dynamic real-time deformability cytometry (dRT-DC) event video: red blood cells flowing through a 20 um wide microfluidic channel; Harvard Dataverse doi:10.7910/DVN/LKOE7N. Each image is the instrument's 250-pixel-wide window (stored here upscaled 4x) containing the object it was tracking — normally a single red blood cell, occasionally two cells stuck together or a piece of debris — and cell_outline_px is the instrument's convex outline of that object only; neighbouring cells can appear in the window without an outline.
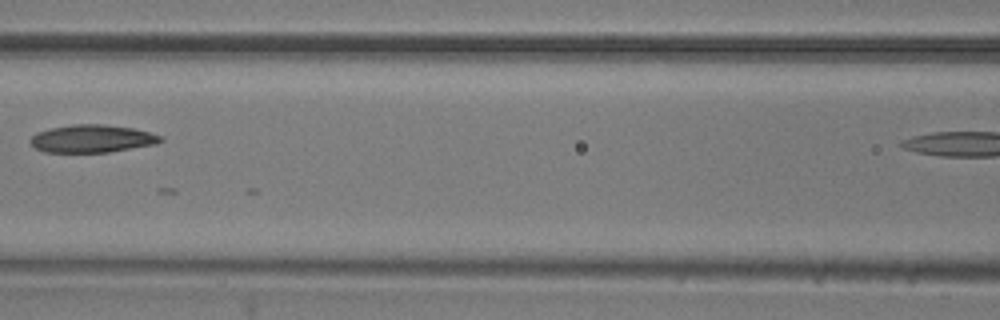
{"species": "common noctule bat (a hibernating species)", "species_latin": "Nyctalus noctula", "temperature_condition": "room temperature", "stored_images_in_passage": 8, "camera_frame_rate_fps": 3000, "um_per_image_px": 0.085, "animal": {"sex": "male", "body_mass_g": 20.5, "forearm_length_mm": 52.5}, "frame": {"image": 1, "passage_image": 5, "time_ms": 1.333, "image_size_px": [1000, 320], "cell_outline_px": [[164, 140], [156, 144], [108, 152], [44, 152], [36, 148], [28, 140], [36, 132], [48, 128], [72, 124], [104, 124], [132, 128], [164, 136]], "centroid_in_image_um": [7.81, 11.78], "position_along_channel_um": 158.8, "area_um2": 21.15}}
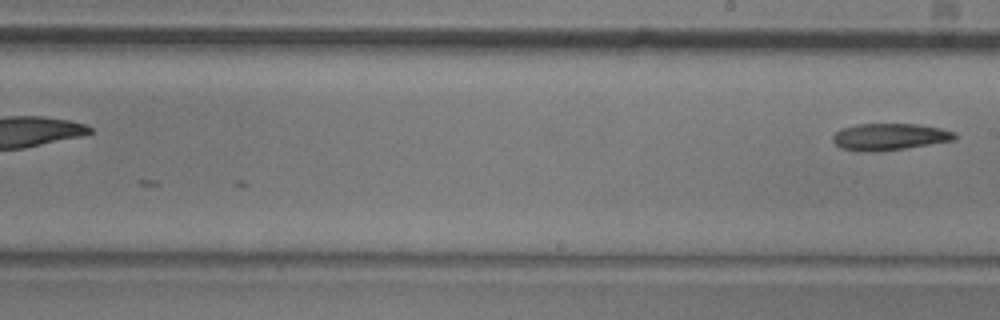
{"frame": {"image": 2, "passage_image": 8, "time_ms": 2.333, "image_size_px": [1000, 320], "cell_outline_px": [[956, 140], [904, 148], [876, 152], [860, 152], [840, 148], [832, 140], [832, 136], [840, 128], [856, 124], [916, 124], [940, 128], [956, 132]], "centroid_in_image_um": [75.58, 11.63], "position_along_channel_um": 213.4, "area_um2": 19.19}}